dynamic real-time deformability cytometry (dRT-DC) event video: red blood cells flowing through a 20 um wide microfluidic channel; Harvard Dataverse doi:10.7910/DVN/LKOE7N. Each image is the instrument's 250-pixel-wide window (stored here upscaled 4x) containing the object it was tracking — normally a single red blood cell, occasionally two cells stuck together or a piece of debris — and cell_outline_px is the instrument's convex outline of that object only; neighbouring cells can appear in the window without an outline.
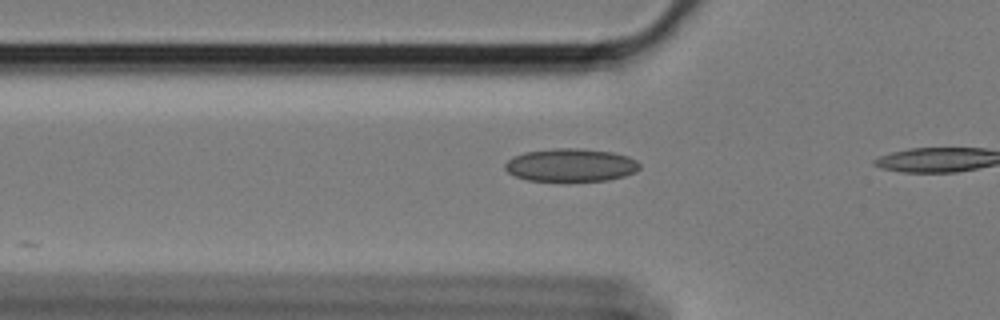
{"species": "Egyptian fruit bat (a non-hibernating species)", "species_latin": "Rousettus aegyptiacus", "temperature_condition": "cold", "stored_images_in_passage": 3, "camera_frame_rate_fps": 3000, "um_per_image_px": 0.085, "animal": {"sex": "female"}, "frame": {"image": 1, "passage_image": 2, "time_ms": 0.333, "image_size_px": [1000, 320], "cell_outline_px": [[640, 168], [636, 172], [624, 176], [608, 180], [528, 180], [516, 176], [508, 172], [504, 168], [504, 164], [512, 156], [524, 152], [552, 148], [576, 148], [612, 152], [628, 156], [636, 160], [640, 164]], "centroid_in_image_um": [48.51, 14.01], "position_along_channel_um": 77.3, "area_um2": 25.78}}